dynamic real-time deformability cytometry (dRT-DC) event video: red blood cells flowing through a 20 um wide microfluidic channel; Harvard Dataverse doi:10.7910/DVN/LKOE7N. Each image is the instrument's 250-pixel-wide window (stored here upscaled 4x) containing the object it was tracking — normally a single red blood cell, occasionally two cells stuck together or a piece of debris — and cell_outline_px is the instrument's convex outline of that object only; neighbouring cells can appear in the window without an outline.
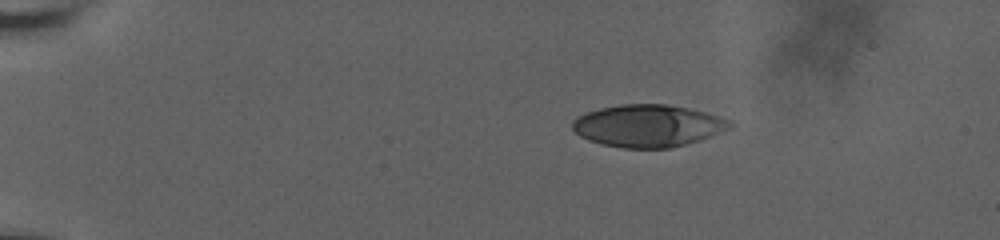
{"species": "human", "species_latin": "Homo sapiens", "temperature_condition": "room temperature", "stored_images_in_passage": 40, "camera_frame_rate_fps": 3000, "um_per_image_px": 0.085, "donor": {"sex": "male"}, "frame": {"image": 1, "passage_image": 1, "time_ms": 0.0, "image_size_px": [1000, 240], "cell_outline_px": [[732, 124], [728, 128], [708, 136], [672, 148], [624, 148], [600, 144], [588, 140], [580, 136], [572, 128], [572, 120], [576, 116], [600, 108], [620, 104], [668, 104], [688, 108], [704, 112], [728, 120]], "centroid_in_image_um": [54.98, 10.68], "position_along_channel_um": 30.0, "area_um2": 38.32}}
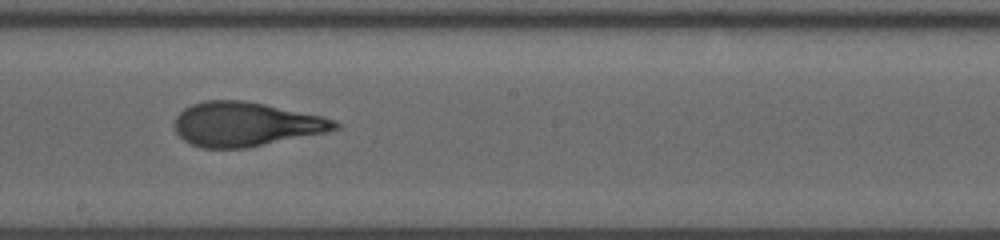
{"frame": {"image": 2, "passage_image": 22, "time_ms": 8.0, "image_size_px": [1000, 240], "cell_outline_px": [[340, 128], [328, 132], [248, 148], [200, 148], [184, 140], [176, 132], [172, 124], [176, 116], [184, 108], [192, 104], [204, 100], [240, 100], [264, 104], [324, 116], [336, 120], [340, 124]], "centroid_in_image_um": [20.89, 10.56], "position_along_channel_um": 227.3, "area_um2": 41.67}}
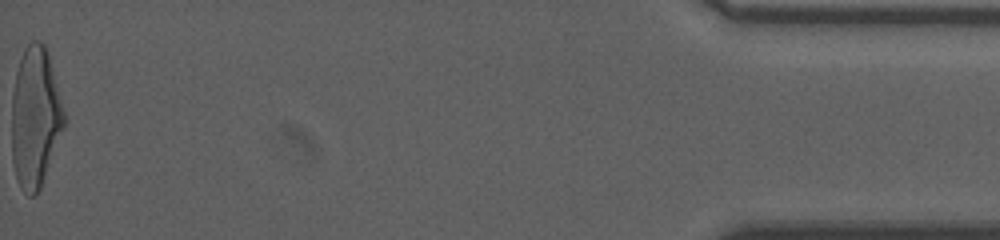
{"frame": {"image": 3, "passage_image": 40, "time_ms": 16.0, "image_size_px": [1000, 240], "cell_outline_px": [[68, 120], [40, 188], [36, 196], [28, 196], [20, 188], [12, 164], [12, 92], [16, 72], [24, 48], [32, 40], [36, 40], [44, 44], [48, 52]], "centroid_in_image_um": [3.02, 9.99], "position_along_channel_um": 432.2, "area_um2": 43.52}, "authors_computed_cell_mechanics": {"area_um2": 41.2114, "velocity_mm_per_s": 3.6559, "shape_relaxation_time_tau1_ms": 5.9897, "shape_relaxation_time_tau2_ms": 0.7976, "deformation_change_tau1": 0.2132, "deformation_change_tau2": 0.0805}}